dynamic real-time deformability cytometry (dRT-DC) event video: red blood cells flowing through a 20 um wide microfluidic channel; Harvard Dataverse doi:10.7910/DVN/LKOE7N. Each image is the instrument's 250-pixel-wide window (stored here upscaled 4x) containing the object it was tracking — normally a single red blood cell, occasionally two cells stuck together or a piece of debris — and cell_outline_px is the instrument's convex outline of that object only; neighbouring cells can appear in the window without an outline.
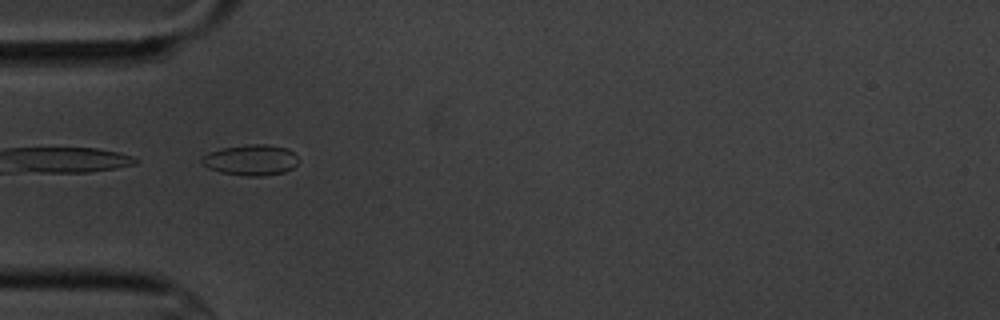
{"species": "common noctule bat (a hibernating species)", "species_latin": "Nyctalus noctula", "temperature_condition": "cold", "stored_images_in_passage": 38, "camera_frame_rate_fps": 3000, "um_per_image_px": 0.085, "animal": {"sex": "male", "body_mass_g": 20.1, "forearm_length_mm": 53.5}, "frame": {"image": 1, "passage_image": 1, "time_ms": 0.0, "image_size_px": [1000, 320], "cell_outline_px": [[300, 160], [292, 168], [284, 172], [260, 176], [244, 176], [220, 172], [208, 168], [200, 160], [208, 152], [224, 148], [248, 144], [268, 144], [284, 148], [292, 152]], "centroid_in_image_um": [21.32, 13.6], "position_along_channel_um": 63.7, "area_um2": 17.17}}
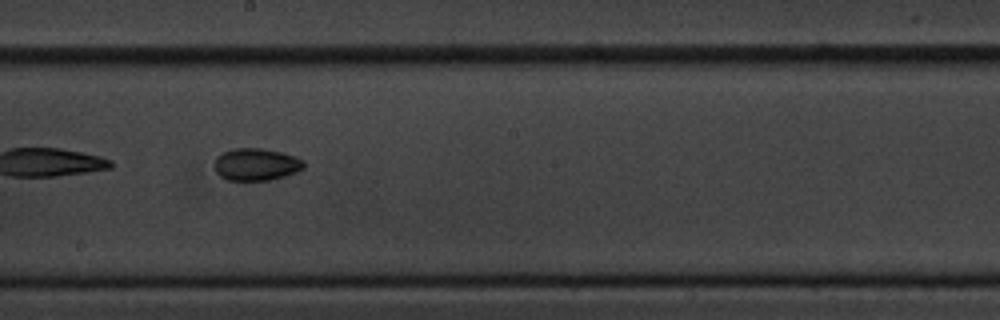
{"frame": {"image": 2, "passage_image": 15, "time_ms": 4.667, "image_size_px": [1000, 320], "cell_outline_px": [[304, 168], [296, 172], [284, 176], [268, 180], [228, 180], [220, 176], [216, 172], [216, 156], [232, 148], [264, 148], [296, 156], [304, 160]], "centroid_in_image_um": [21.79, 13.96], "position_along_channel_um": 226.4, "area_um2": 16.76}}
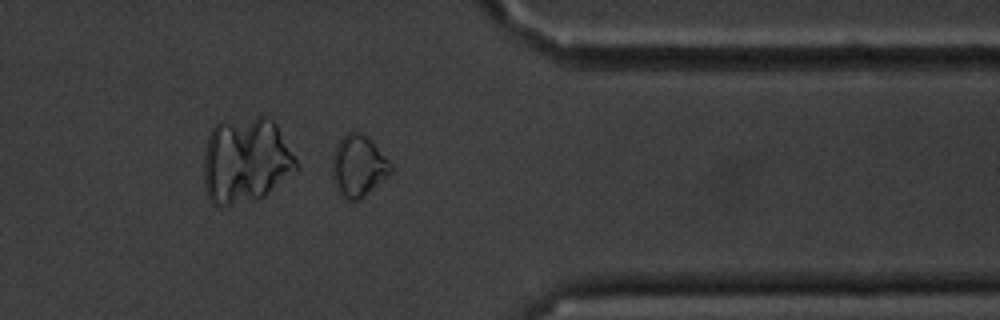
{"frame": {"image": 3, "passage_image": 29, "time_ms": 9.333, "image_size_px": [1000, 320], "cell_outline_px": [[392, 172], [388, 176], [360, 200], [344, 200], [340, 196], [336, 188], [332, 176], [332, 152], [336, 144], [348, 132], [360, 132], [392, 164]], "centroid_in_image_um": [30.41, 14.16], "position_along_channel_um": 381.0, "area_um2": 20.81}}